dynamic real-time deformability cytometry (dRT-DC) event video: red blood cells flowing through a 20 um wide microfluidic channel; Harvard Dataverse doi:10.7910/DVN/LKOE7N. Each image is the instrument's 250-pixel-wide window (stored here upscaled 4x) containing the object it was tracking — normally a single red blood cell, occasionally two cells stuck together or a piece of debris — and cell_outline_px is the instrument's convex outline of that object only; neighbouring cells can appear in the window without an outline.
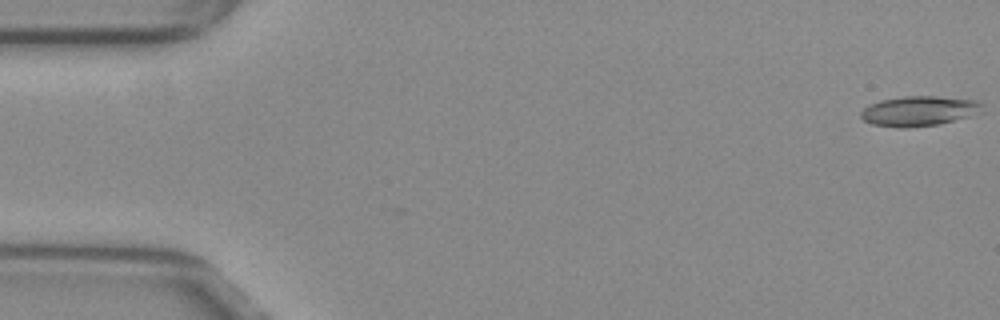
{"species": "common noctule bat (a hibernating species)", "species_latin": "Nyctalus noctula", "temperature_condition": "warm", "stored_images_in_passage": 3, "camera_frame_rate_fps": 3000, "um_per_image_px": 0.085, "animal": {"sex": "female", "body_mass_g": 29.2, "forearm_length_mm": 56.3}, "frame": {"image": 1, "passage_image": 1, "time_ms": 0.0, "image_size_px": [1000, 320], "cell_outline_px": [[984, 104], [968, 116], [936, 124], [904, 128], [900, 128], [872, 124], [864, 120], [860, 116], [860, 112], [868, 104], [880, 100], [904, 96], [936, 96], [976, 100]], "centroid_in_image_um": [78.0, 9.42], "position_along_channel_um": 7.0, "area_um2": 20.75}}